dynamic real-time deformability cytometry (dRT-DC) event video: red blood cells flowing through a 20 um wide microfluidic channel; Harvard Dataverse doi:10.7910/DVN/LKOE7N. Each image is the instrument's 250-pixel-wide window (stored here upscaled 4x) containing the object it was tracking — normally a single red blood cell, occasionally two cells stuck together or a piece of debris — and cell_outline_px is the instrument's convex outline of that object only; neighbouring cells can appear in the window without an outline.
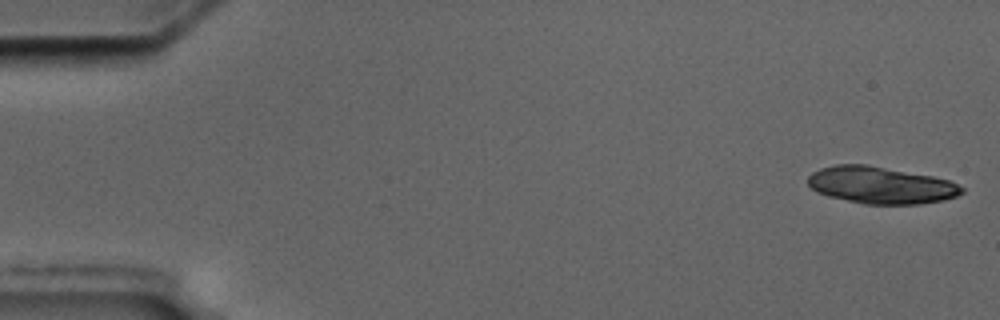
{"species": "common noctule bat (a hibernating species)", "species_latin": "Nyctalus noctula", "temperature_condition": "cold", "stored_images_in_passage": 56, "camera_frame_rate_fps": 3000, "um_per_image_px": 0.085, "animal": {"sex": "male", "body_mass_g": 17.5, "forearm_length_mm": 52.3}, "frame": {"image": 1, "passage_image": 1, "time_ms": 0.0, "image_size_px": [1000, 320], "cell_outline_px": [[964, 192], [956, 196], [944, 200], [920, 204], [864, 204], [828, 196], [816, 192], [808, 184], [808, 176], [812, 172], [820, 168], [836, 164], [868, 164], [932, 176], [948, 180], [964, 188]], "centroid_in_image_um": [74.85, 15.73], "position_along_channel_um": 10.2, "area_um2": 33.23}}
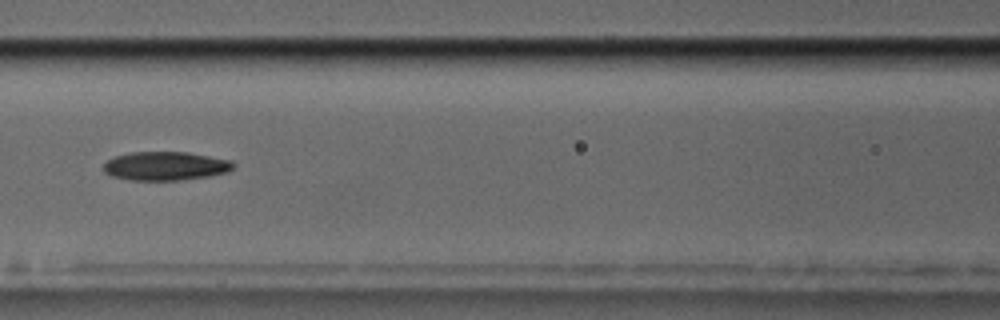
{"frame": {"image": 2, "passage_image": 25, "time_ms": 8.0, "image_size_px": [1000, 320], "cell_outline_px": [[236, 164], [228, 172], [208, 176], [180, 180], [132, 180], [112, 176], [104, 172], [104, 164], [112, 156], [132, 152], [188, 152], [232, 160]], "centroid_in_image_um": [14.08, 14.1], "position_along_channel_um": 152.5, "area_um2": 21.79}}
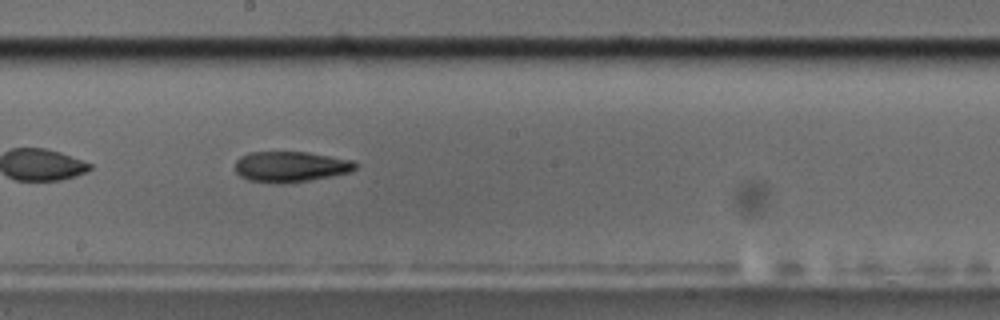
{"frame": {"image": 3, "passage_image": 31, "time_ms": 10.0, "image_size_px": [1000, 320], "cell_outline_px": [[356, 168], [352, 172], [308, 180], [284, 184], [276, 184], [248, 180], [240, 176], [236, 172], [236, 160], [240, 156], [248, 152], [308, 152], [352, 160], [356, 164]], "centroid_in_image_um": [24.67, 14.17], "position_along_channel_um": 223.5, "area_um2": 21.56}}